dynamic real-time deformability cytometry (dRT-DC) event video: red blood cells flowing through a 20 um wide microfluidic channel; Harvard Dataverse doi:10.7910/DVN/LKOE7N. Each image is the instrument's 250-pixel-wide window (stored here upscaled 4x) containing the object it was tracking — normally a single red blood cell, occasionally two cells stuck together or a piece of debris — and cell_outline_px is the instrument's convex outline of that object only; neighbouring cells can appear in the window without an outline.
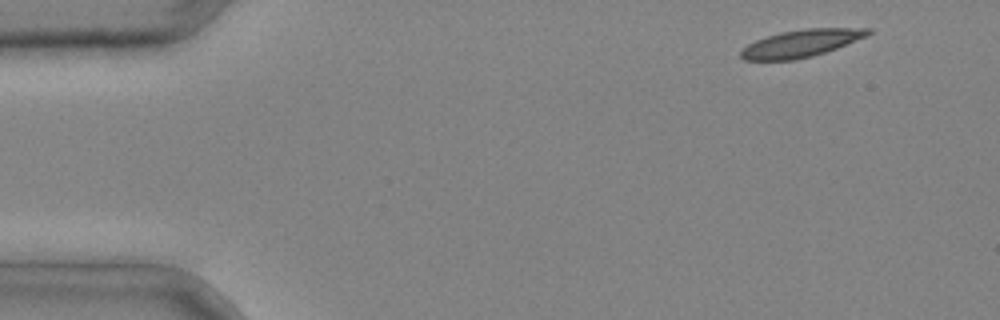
{"species": "common noctule bat (a hibernating species)", "species_latin": "Nyctalus noctula", "temperature_condition": "cold", "stored_images_in_passage": 4, "camera_frame_rate_fps": 3000, "um_per_image_px": 0.085, "animal": {"sex": "male", "body_mass_g": 20.4}, "frame": {"image": 1, "passage_image": 1, "time_ms": 0.0, "image_size_px": [1000, 320], "cell_outline_px": [[872, 32], [868, 36], [836, 48], [812, 56], [792, 60], [744, 60], [740, 56], [740, 52], [748, 44], [756, 40], [780, 32], [804, 28], [872, 28]], "centroid_in_image_um": [68.12, 3.67], "position_along_channel_um": 16.9, "area_um2": 20.17}}
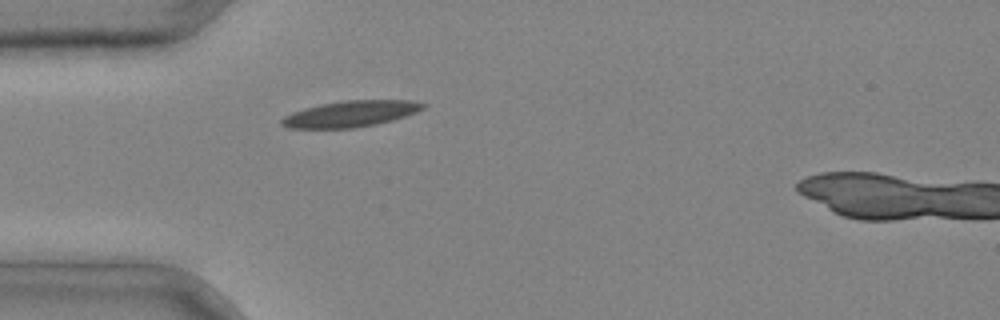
{"frame": {"image": 2, "passage_image": 3, "time_ms": 0.667, "image_size_px": [1000, 320], "cell_outline_px": [[428, 104], [424, 108], [416, 112], [392, 120], [376, 124], [352, 128], [288, 128], [280, 124], [280, 120], [284, 116], [292, 112], [304, 108], [344, 100], [412, 100]], "centroid_in_image_um": [29.8, 9.67], "position_along_channel_um": 55.2, "area_um2": 21.44}}